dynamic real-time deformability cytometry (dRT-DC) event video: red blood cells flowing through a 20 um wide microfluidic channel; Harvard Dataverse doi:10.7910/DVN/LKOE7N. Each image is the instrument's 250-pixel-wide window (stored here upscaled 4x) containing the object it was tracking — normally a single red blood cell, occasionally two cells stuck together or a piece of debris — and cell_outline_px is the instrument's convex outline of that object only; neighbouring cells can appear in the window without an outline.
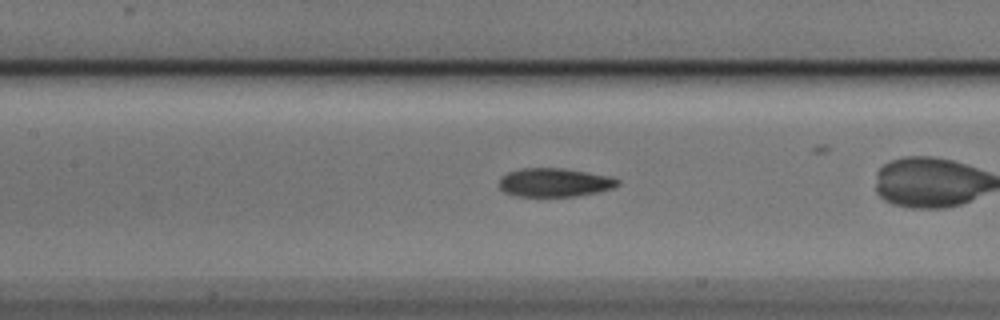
{"species": "Egyptian fruit bat (a non-hibernating species)", "species_latin": "Rousettus aegyptiacus", "temperature_condition": "cold", "stored_images_in_passage": 29, "camera_frame_rate_fps": 3000, "um_per_image_px": 0.085, "animal": {"sex": "male"}, "frame": {"image": 1, "passage_image": 9, "time_ms": 2.667, "image_size_px": [1000, 320], "cell_outline_px": [[620, 184], [612, 188], [596, 192], [576, 196], [516, 196], [504, 192], [500, 188], [500, 176], [508, 172], [520, 168], [564, 168], [612, 176], [620, 180]], "centroid_in_image_um": [47.14, 15.5], "position_along_channel_um": 160.3, "area_um2": 19.88}}
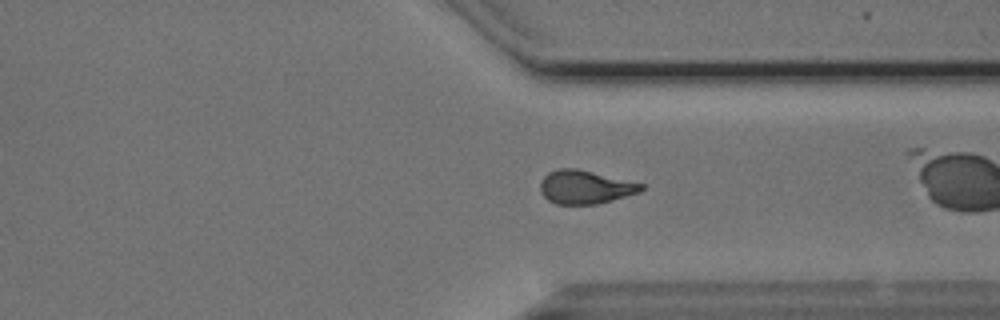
{"frame": {"image": 2, "passage_image": 25, "time_ms": 8.0, "image_size_px": [1000, 320], "cell_outline_px": [[644, 188], [640, 192], [612, 200], [596, 204], [556, 204], [548, 200], [540, 192], [540, 180], [548, 172], [556, 168], [576, 168], [644, 184]], "centroid_in_image_um": [49.7, 15.89], "position_along_channel_um": 361.7, "area_um2": 19.71}}